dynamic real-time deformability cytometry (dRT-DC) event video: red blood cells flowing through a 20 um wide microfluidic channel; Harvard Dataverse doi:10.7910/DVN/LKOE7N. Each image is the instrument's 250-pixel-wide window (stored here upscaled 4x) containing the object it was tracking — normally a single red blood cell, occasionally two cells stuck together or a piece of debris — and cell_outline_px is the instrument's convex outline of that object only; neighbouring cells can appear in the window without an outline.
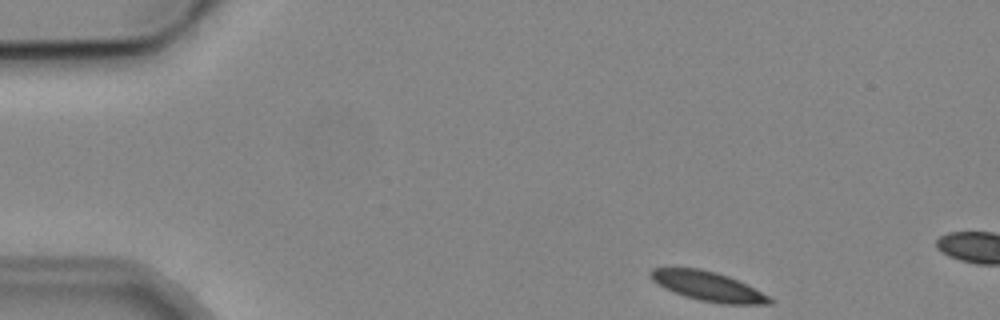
{"species": "common noctule bat (a hibernating species)", "species_latin": "Nyctalus noctula", "temperature_condition": "cold", "stored_images_in_passage": 3, "camera_frame_rate_fps": 3000, "um_per_image_px": 0.085, "animal": {"sex": "male", "body_mass_g": 19.2, "forearm_length_mm": 51.8}, "frame": {"image": 1, "passage_image": 1, "time_ms": 0.0, "image_size_px": [1000, 320], "cell_outline_px": [[772, 304], [720, 304], [700, 300], [684, 296], [664, 288], [656, 284], [648, 276], [648, 272], [652, 268], [700, 268], [716, 272], [728, 276], [768, 296], [772, 300]], "centroid_in_image_um": [60.09, 24.33], "position_along_channel_um": 24.9, "area_um2": 20.23}}